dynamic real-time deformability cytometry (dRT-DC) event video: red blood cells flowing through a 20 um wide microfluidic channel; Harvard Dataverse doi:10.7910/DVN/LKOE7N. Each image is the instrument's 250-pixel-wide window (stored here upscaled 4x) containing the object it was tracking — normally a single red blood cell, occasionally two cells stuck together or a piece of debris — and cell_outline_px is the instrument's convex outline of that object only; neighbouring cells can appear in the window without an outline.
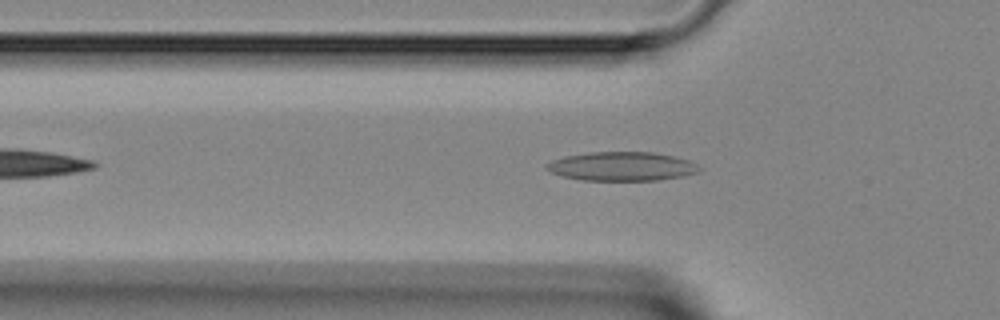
{"species": "Egyptian fruit bat (a non-hibernating species)", "species_latin": "Rousettus aegyptiacus", "temperature_condition": "room temperature", "stored_images_in_passage": 38, "camera_frame_rate_fps": 3000, "um_per_image_px": 0.085, "animal": {"sex": "female"}, "frame": {"image": 1, "passage_image": 7, "time_ms": 2.0, "image_size_px": [1000, 320], "cell_outline_px": [[700, 168], [696, 172], [684, 176], [656, 180], [580, 180], [564, 176], [552, 172], [548, 168], [548, 164], [552, 160], [568, 156], [592, 152], [652, 152], [672, 156], [688, 160], [696, 164]], "centroid_in_image_um": [52.89, 14.14], "position_along_channel_um": 72.9, "area_um2": 25.2}}
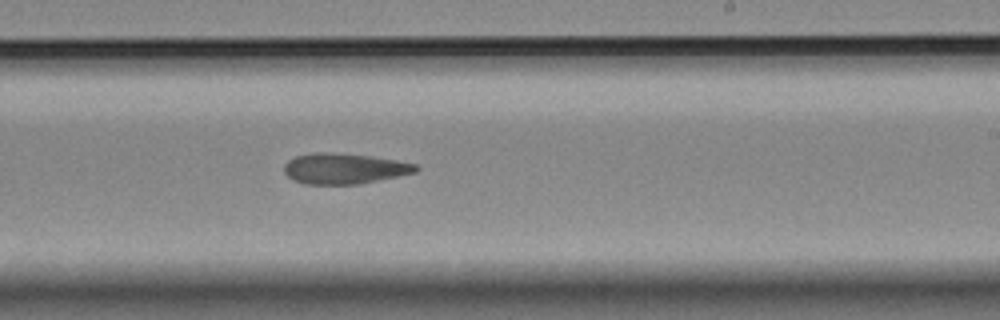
{"frame": {"image": 2, "passage_image": 20, "time_ms": 6.333, "image_size_px": [1000, 320], "cell_outline_px": [[420, 168], [416, 172], [400, 176], [356, 184], [304, 184], [292, 180], [284, 172], [284, 164], [288, 160], [296, 156], [316, 152], [328, 152], [372, 156], [396, 160], [416, 164]], "centroid_in_image_um": [29.25, 14.33], "position_along_channel_um": 259.7, "area_um2": 23.52}}
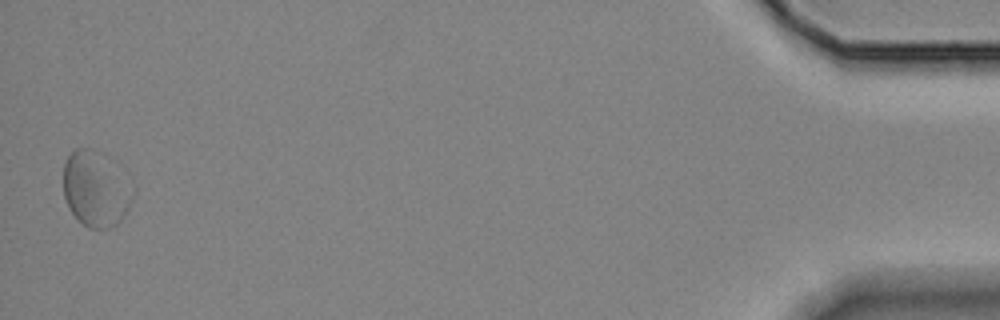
{"frame": {"image": 3, "passage_image": 38, "time_ms": 12.333, "image_size_px": [1000, 320], "cell_outline_px": [[132, 196], [128, 208], [120, 220], [116, 224], [108, 228], [88, 228], [68, 208], [64, 196], [64, 164], [68, 156], [76, 148], [88, 148]], "centroid_in_image_um": [7.94, 16.22], "position_along_channel_um": 427.3, "area_um2": 27.05}}